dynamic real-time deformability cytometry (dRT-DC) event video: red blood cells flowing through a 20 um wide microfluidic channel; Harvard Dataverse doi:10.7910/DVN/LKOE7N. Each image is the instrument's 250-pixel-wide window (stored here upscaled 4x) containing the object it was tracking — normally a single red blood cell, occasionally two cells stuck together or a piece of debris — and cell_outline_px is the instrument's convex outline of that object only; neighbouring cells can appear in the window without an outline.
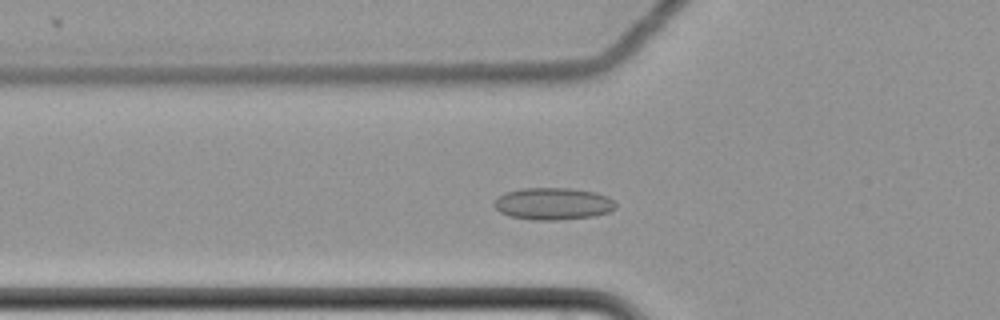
{"species": "common noctule bat (a hibernating species)", "species_latin": "Nyctalus noctula", "temperature_condition": "cold", "stored_images_in_passage": 59, "camera_frame_rate_fps": 3000, "um_per_image_px": 0.085, "animal": {"sex": "female", "body_mass_g": 22.7, "forearm_length_mm": 54.2}, "frame": {"image": 1, "passage_image": 21, "time_ms": 6.667, "image_size_px": [1000, 320], "cell_outline_px": [[616, 208], [608, 212], [592, 216], [556, 220], [532, 220], [512, 216], [500, 212], [492, 204], [504, 192], [520, 188], [568, 188], [596, 192], [608, 196], [616, 204]], "centroid_in_image_um": [47.0, 17.31], "position_along_channel_um": 78.8, "area_um2": 22.66}}
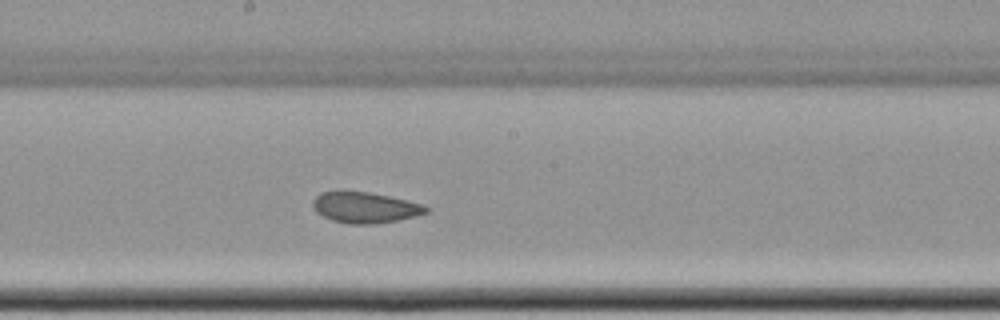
{"frame": {"image": 2, "passage_image": 33, "time_ms": 10.667, "image_size_px": [1000, 320], "cell_outline_px": [[428, 212], [416, 216], [396, 220], [372, 224], [348, 224], [332, 220], [316, 212], [312, 204], [312, 200], [320, 192], [340, 188], [368, 192], [388, 196], [424, 204], [428, 208]], "centroid_in_image_um": [30.96, 17.6], "position_along_channel_um": 217.2, "area_um2": 20.81}}
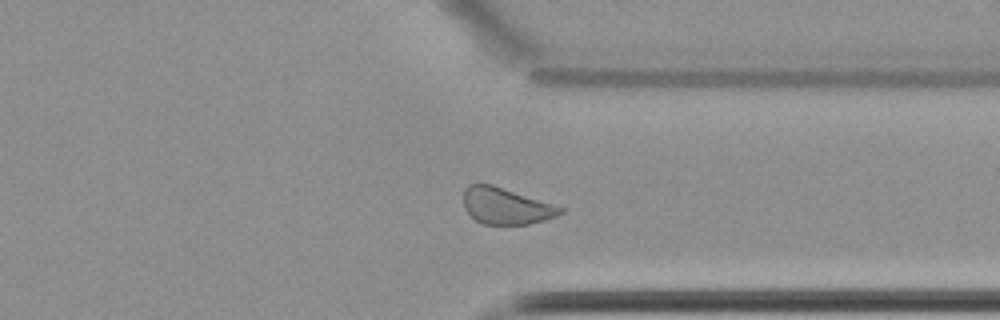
{"frame": {"image": 3, "passage_image": 46, "time_ms": 15.0, "image_size_px": [1000, 320], "cell_outline_px": [[564, 212], [556, 216], [544, 220], [528, 224], [484, 224], [476, 220], [464, 208], [464, 188], [468, 184], [492, 184], [564, 208]], "centroid_in_image_um": [42.99, 17.51], "position_along_channel_um": 368.4, "area_um2": 20.29}, "authors_computed_cell_mechanics": {"area_um2": 22.0218, "velocity_mm_per_s": 3.4734, "shape_relaxation_time_tau1_ms": null, "shape_relaxation_time_tau2_ms": 3.1291, "deformation_change_tau1": null, "deformation_change_tau2": 0.0831}}